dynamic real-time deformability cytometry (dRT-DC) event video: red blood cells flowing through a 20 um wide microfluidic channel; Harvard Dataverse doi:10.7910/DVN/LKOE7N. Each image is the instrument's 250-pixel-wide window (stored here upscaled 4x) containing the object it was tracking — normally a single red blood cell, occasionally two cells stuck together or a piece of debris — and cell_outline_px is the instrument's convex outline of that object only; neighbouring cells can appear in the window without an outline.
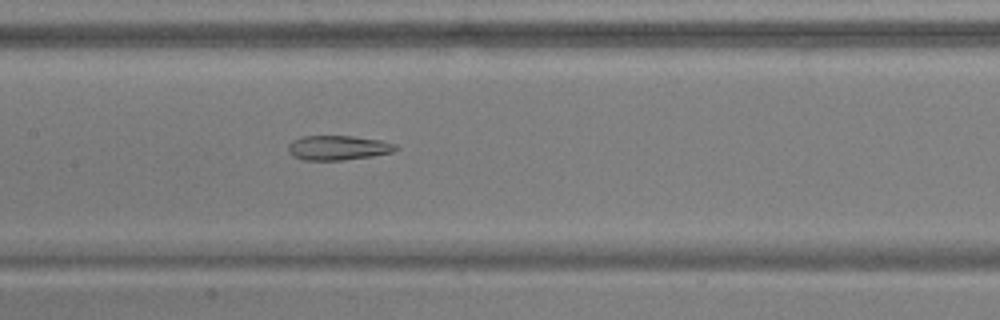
{"species": "common noctule bat (a hibernating species)", "species_latin": "Nyctalus noctula", "temperature_condition": "warm", "stored_images_in_passage": 29, "camera_frame_rate_fps": 3000, "um_per_image_px": 0.085, "animal": {"sex": "male", "body_mass_g": 17.9, "forearm_length_mm": 54.2}, "frame": {"image": 1, "passage_image": 16, "time_ms": 5.0, "image_size_px": [1000, 320], "cell_outline_px": [[400, 148], [392, 152], [372, 156], [344, 160], [304, 160], [292, 156], [288, 152], [288, 144], [292, 140], [300, 136], [352, 136], [380, 140], [396, 144]], "centroid_in_image_um": [28.71, 12.56], "position_along_channel_um": 178.7, "area_um2": 15.55}}
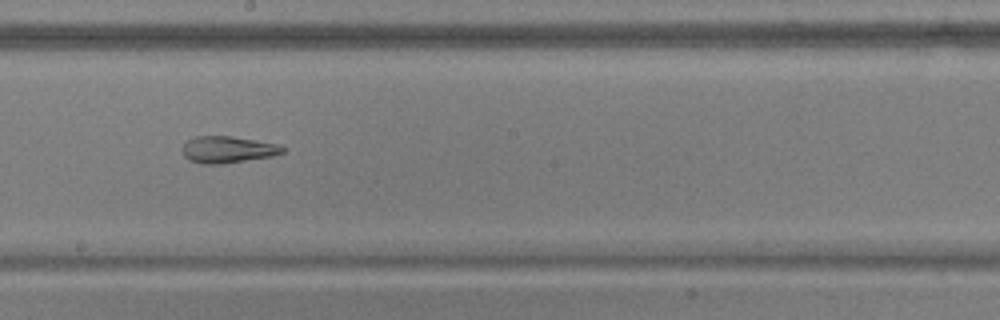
{"frame": {"image": 2, "passage_image": 20, "time_ms": 6.333, "image_size_px": [1000, 320], "cell_outline_px": [[288, 148], [284, 152], [272, 156], [220, 164], [200, 164], [188, 160], [184, 156], [180, 148], [188, 140], [196, 136], [232, 136], [276, 144]], "centroid_in_image_um": [19.32, 12.72], "position_along_channel_um": 228.9, "area_um2": 15.66}}